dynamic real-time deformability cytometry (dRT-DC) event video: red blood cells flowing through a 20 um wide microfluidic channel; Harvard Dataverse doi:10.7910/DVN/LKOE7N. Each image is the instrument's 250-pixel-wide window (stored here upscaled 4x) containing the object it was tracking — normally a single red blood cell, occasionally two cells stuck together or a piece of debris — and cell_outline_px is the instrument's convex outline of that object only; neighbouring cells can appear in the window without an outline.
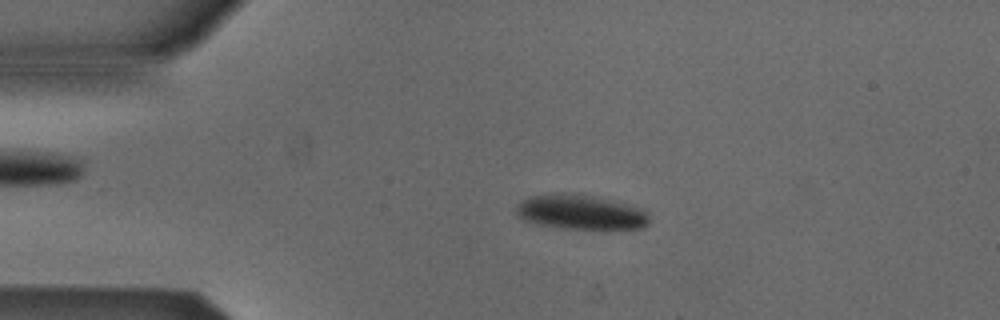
{"species": "Egyptian fruit bat (a non-hibernating species)", "species_latin": "Rousettus aegyptiacus", "temperature_condition": "cold", "stored_images_in_passage": 53, "camera_frame_rate_fps": 3000, "um_per_image_px": 0.085, "animal": {"sex": "male"}, "frame": {"image": 1, "passage_image": 11, "time_ms": 3.333, "image_size_px": [1000, 320], "cell_outline_px": [[648, 224], [644, 228], [604, 232], [564, 228], [536, 224], [524, 220], [516, 216], [516, 204], [528, 196], [556, 192], [564, 192], [592, 196], [628, 204], [644, 208], [648, 212]], "centroid_in_image_um": [49.39, 18.07], "position_along_channel_um": 35.6, "area_um2": 28.21}}
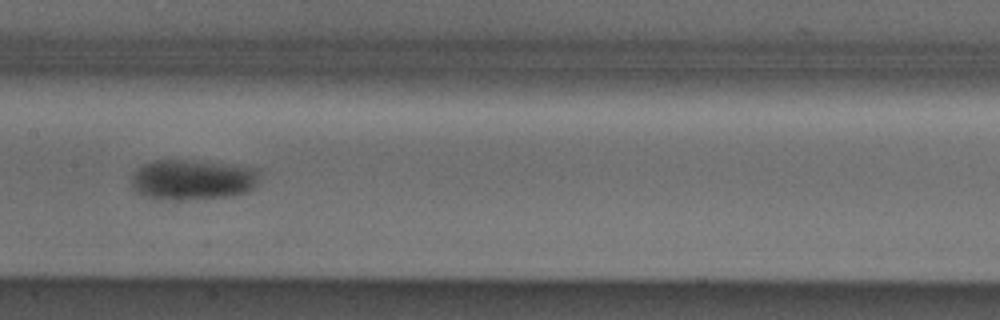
{"frame": {"image": 2, "passage_image": 26, "time_ms": 8.333, "image_size_px": [1000, 320], "cell_outline_px": [[256, 184], [248, 192], [232, 196], [176, 204], [160, 200], [136, 192], [132, 188], [132, 172], [136, 168], [152, 160], [184, 160], [256, 168]], "centroid_in_image_um": [16.27, 15.35], "position_along_channel_um": 191.1, "area_um2": 30.87}}
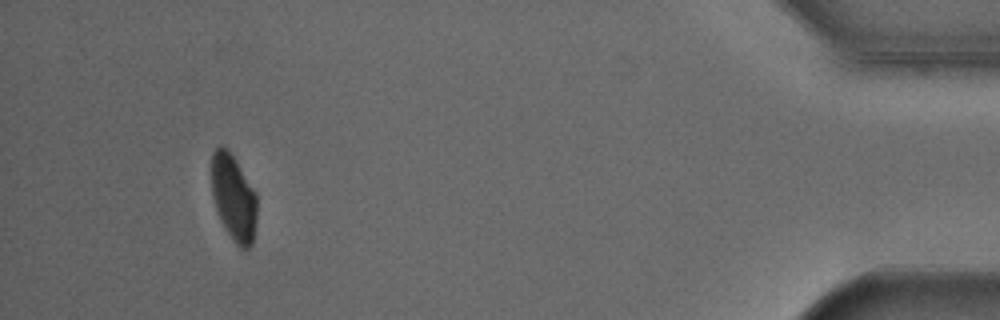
{"frame": {"image": 3, "passage_image": 49, "time_ms": 16.0, "image_size_px": [1000, 320], "cell_outline_px": [[256, 224], [252, 244], [248, 248], [240, 248], [232, 240], [220, 220], [212, 196], [212, 152], [220, 144], [224, 144], [228, 148], [236, 160], [256, 192]], "centroid_in_image_um": [19.85, 16.78], "position_along_channel_um": 415.3, "area_um2": 23.0}, "authors_computed_cell_mechanics": {"area_um2": 28.0908, "velocity_mm_per_s": 3.8588, "shape_relaxation_time_tau1_ms": 6.1277, "shape_relaxation_time_tau2_ms": null, "deformation_change_tau1": 0.1162, "deformation_change_tau2": null}}